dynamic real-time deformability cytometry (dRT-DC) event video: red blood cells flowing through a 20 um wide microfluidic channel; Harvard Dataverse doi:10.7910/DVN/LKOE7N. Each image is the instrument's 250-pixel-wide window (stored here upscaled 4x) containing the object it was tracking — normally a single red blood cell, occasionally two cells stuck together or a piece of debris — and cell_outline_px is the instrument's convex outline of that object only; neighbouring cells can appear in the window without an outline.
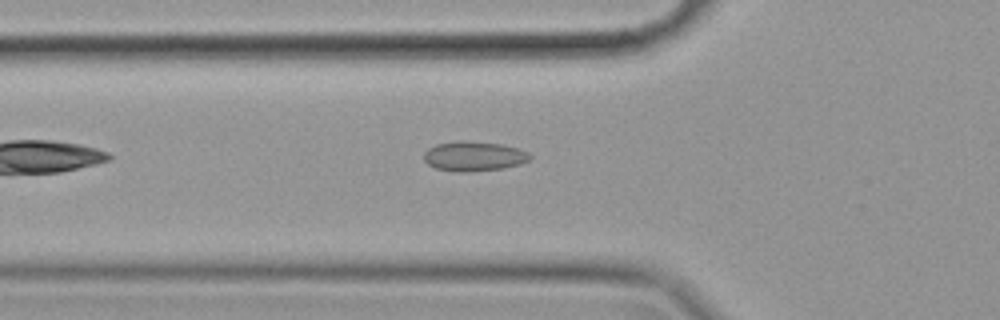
{"species": "common noctule bat (a hibernating species)", "species_latin": "Nyctalus noctula", "temperature_condition": "cold", "stored_images_in_passage": 39, "camera_frame_rate_fps": 3000, "um_per_image_px": 0.085, "animal": {"sex": "female", "body_mass_g": 19.9}, "frame": {"image": 1, "passage_image": 2, "time_ms": 0.333, "image_size_px": [1000, 320], "cell_outline_px": [[532, 156], [528, 160], [520, 164], [504, 168], [464, 172], [456, 172], [436, 168], [428, 164], [424, 160], [424, 152], [428, 148], [436, 144], [460, 140], [468, 140], [500, 144], [520, 148], [528, 152]], "centroid_in_image_um": [40.28, 13.27], "position_along_channel_um": 85.5, "area_um2": 18.5}}
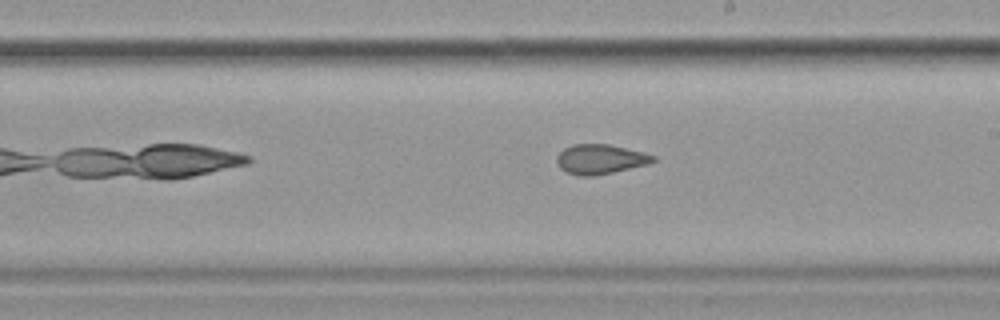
{"frame": {"image": 2, "passage_image": 15, "time_ms": 4.667, "image_size_px": [1000, 320], "cell_outline_px": [[656, 160], [648, 164], [596, 176], [576, 176], [564, 172], [560, 168], [556, 160], [556, 156], [564, 148], [572, 144], [608, 144], [644, 152], [656, 156]], "centroid_in_image_um": [51.0, 13.54], "position_along_channel_um": 238.0, "area_um2": 16.88}}
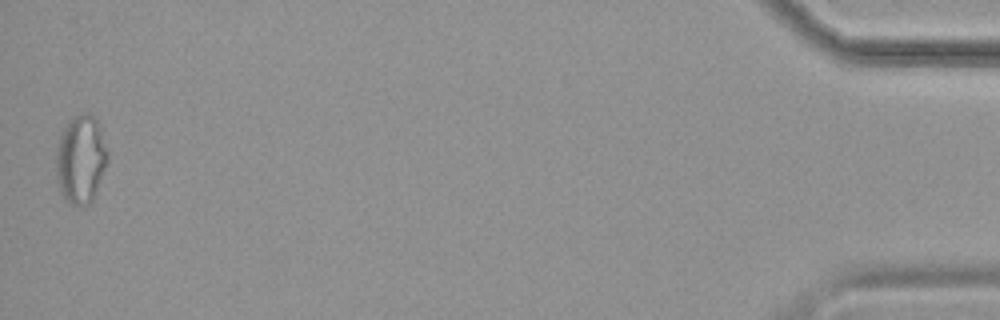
{"frame": {"image": 3, "passage_image": 39, "time_ms": 12.667, "image_size_px": [1000, 320], "cell_outline_px": [[108, 160], [92, 200], [88, 204], [68, 204], [60, 192], [56, 176], [56, 148], [60, 136], [68, 120], [80, 112], [88, 112], [96, 120], [100, 128], [108, 148]], "centroid_in_image_um": [6.85, 13.51], "position_along_channel_um": 428.3, "area_um2": 26.59}}